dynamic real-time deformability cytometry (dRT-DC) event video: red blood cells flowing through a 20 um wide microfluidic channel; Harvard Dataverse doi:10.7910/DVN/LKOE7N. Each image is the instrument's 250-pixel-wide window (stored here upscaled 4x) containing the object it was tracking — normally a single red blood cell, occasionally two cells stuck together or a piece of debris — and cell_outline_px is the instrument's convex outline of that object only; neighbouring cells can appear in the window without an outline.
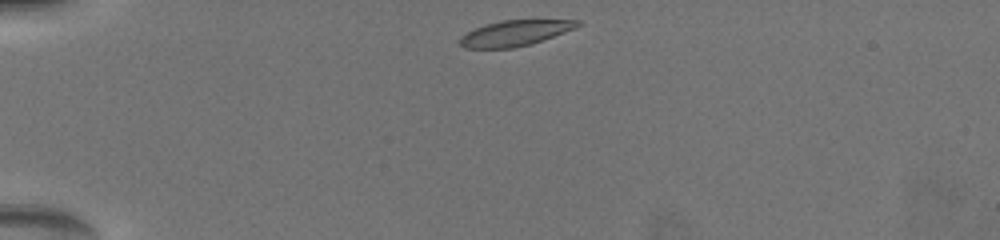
{"species": "common noctule bat (a hibernating species)", "species_latin": "Nyctalus noctula", "temperature_condition": "warm", "stored_images_in_passage": 34, "camera_frame_rate_fps": 3000, "um_per_image_px": 0.085, "animal": {"sex": "female", "body_mass_g": 19.5, "forearm_length_mm": 54.1}, "frame": {"image": 1, "passage_image": 1, "time_ms": 0.0, "image_size_px": [1000, 240], "cell_outline_px": [[584, 24], [576, 28], [532, 44], [512, 48], [464, 48], [460, 44], [460, 36], [476, 28], [488, 24], [504, 20], [580, 20]], "centroid_in_image_um": [43.83, 2.82], "position_along_channel_um": 41.2, "area_um2": 17.46}}
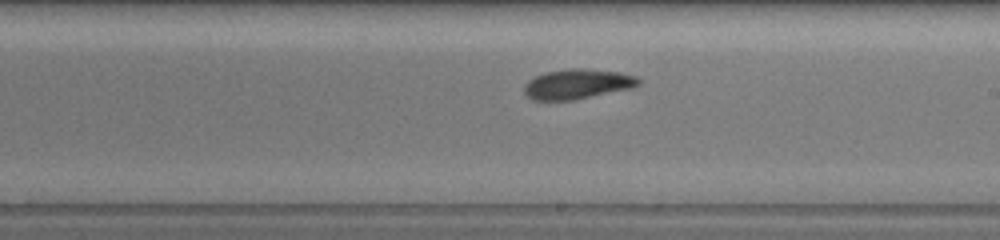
{"frame": {"image": 2, "passage_image": 13, "time_ms": 6.667, "image_size_px": [1000, 240], "cell_outline_px": [[640, 84], [632, 88], [572, 100], [532, 100], [524, 92], [524, 84], [528, 80], [544, 72], [572, 68], [584, 68], [620, 72], [636, 76], [640, 80]], "centroid_in_image_um": [49.07, 7.13], "position_along_channel_um": 239.9, "area_um2": 19.94}}
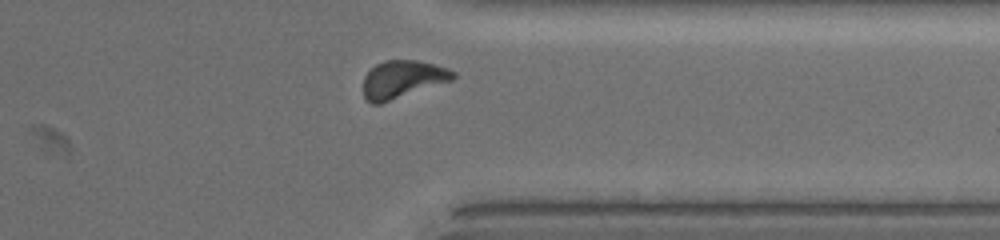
{"frame": {"image": 3, "passage_image": 28, "time_ms": 10.333, "image_size_px": [1000, 240], "cell_outline_px": [[456, 76], [452, 80], [380, 104], [372, 104], [364, 96], [364, 76], [376, 64], [388, 60], [416, 60], [448, 68], [456, 72]], "centroid_in_image_um": [34.22, 6.74], "position_along_channel_um": 377.2, "area_um2": 19.48}, "authors_computed_cell_mechanics": {"area_um2": 19.2474, "velocity_mm_per_s": 3.7596, "shape_relaxation_time_tau1_ms": 2.5919, "shape_relaxation_time_tau2_ms": 3.451, "deformation_change_tau1": 0.1058, "deformation_change_tau2": 0.08}}